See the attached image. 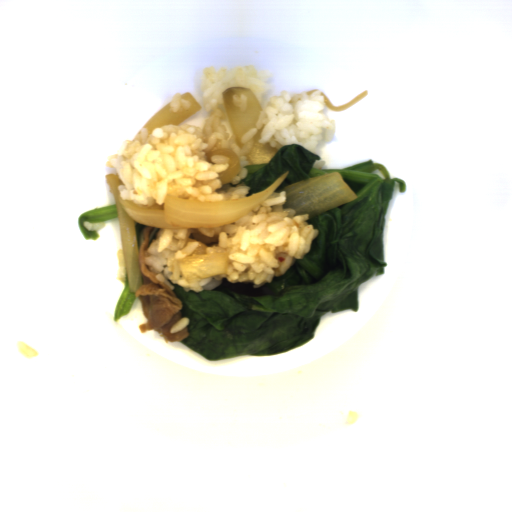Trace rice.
<instances>
[{"label": "rice", "instance_id": "652b925c", "mask_svg": "<svg viewBox=\"0 0 512 512\" xmlns=\"http://www.w3.org/2000/svg\"><path fill=\"white\" fill-rule=\"evenodd\" d=\"M271 78V73L250 64L231 69L223 66L218 71L215 66L206 67L200 86L202 104L206 111H213L202 128L195 124H170L156 127L150 134L141 128L133 139L124 141L122 152L112 154L106 161V166L114 168L122 182L116 187L119 198L151 208L154 204L163 205L167 195L206 203L248 197L250 187L243 183L228 192H217L222 187L218 174L228 169L231 158L214 155L210 163L206 159L209 152L228 149L236 154L241 166L231 181L233 185L248 175L245 167L250 165V140L263 125L258 143H268L277 150L298 144L313 152L318 142L332 140L336 122L322 113L327 101L322 91L317 90L309 95L306 91L297 95L288 91L278 93L261 111L256 128L241 137V147L235 135L229 138L230 133L222 124L226 117L219 108L224 105V90L244 87L261 104Z\"/></svg>", "mask_w": 512, "mask_h": 512}, {"label": "rice", "instance_id": "023b6e5f", "mask_svg": "<svg viewBox=\"0 0 512 512\" xmlns=\"http://www.w3.org/2000/svg\"><path fill=\"white\" fill-rule=\"evenodd\" d=\"M285 191H273L246 215L217 228L158 229L147 246L151 256L144 262L157 280L172 291L201 292L230 283L252 284L253 289L270 284L301 260L319 236V229L308 224V214L295 215L285 209ZM206 245V253L229 251L226 273L193 283L185 281L179 260Z\"/></svg>", "mask_w": 512, "mask_h": 512}, {"label": "rice", "instance_id": "8eca5e8b", "mask_svg": "<svg viewBox=\"0 0 512 512\" xmlns=\"http://www.w3.org/2000/svg\"><path fill=\"white\" fill-rule=\"evenodd\" d=\"M168 104L171 106V112L176 113L181 107H183L184 110H189L192 107L190 102L187 99H183L180 93H174L170 97Z\"/></svg>", "mask_w": 512, "mask_h": 512}, {"label": "rice", "instance_id": "acb35da6", "mask_svg": "<svg viewBox=\"0 0 512 512\" xmlns=\"http://www.w3.org/2000/svg\"><path fill=\"white\" fill-rule=\"evenodd\" d=\"M117 264H118V267H119L117 278H118L119 281H121L122 283L125 284L127 269H126V263H125L123 249L118 250V253H117Z\"/></svg>", "mask_w": 512, "mask_h": 512}, {"label": "rice", "instance_id": "b023fe2a", "mask_svg": "<svg viewBox=\"0 0 512 512\" xmlns=\"http://www.w3.org/2000/svg\"><path fill=\"white\" fill-rule=\"evenodd\" d=\"M247 102L248 98L244 94L237 96V93H234L232 95V104L233 106H236L240 110V112L246 109Z\"/></svg>", "mask_w": 512, "mask_h": 512}, {"label": "rice", "instance_id": "e3fd555f", "mask_svg": "<svg viewBox=\"0 0 512 512\" xmlns=\"http://www.w3.org/2000/svg\"><path fill=\"white\" fill-rule=\"evenodd\" d=\"M190 319L188 316H182L170 329V333H178L185 328H187V325L189 323Z\"/></svg>", "mask_w": 512, "mask_h": 512}]
</instances>
